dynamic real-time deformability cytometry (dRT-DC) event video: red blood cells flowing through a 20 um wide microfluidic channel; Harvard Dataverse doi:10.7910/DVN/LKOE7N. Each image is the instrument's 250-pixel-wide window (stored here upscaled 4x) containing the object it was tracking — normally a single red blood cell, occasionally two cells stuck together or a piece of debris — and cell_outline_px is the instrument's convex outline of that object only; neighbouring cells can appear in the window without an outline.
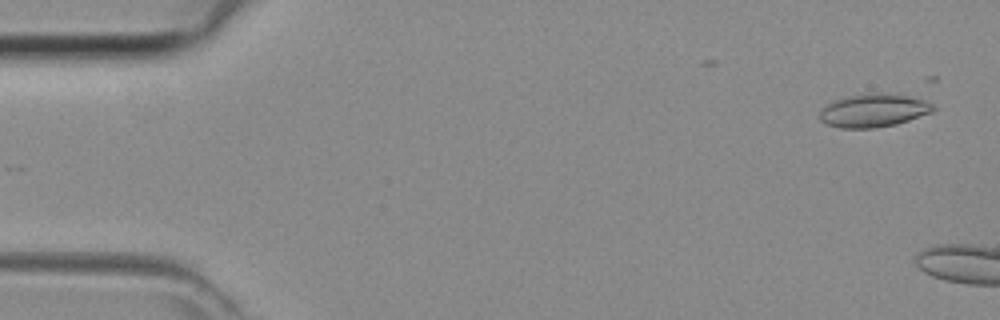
{"species": "common noctule bat (a hibernating species)", "species_latin": "Nyctalus noctula", "temperature_condition": "room temperature", "stored_images_in_passage": 12, "camera_frame_rate_fps": 3000, "um_per_image_px": 0.085, "animal": {"sex": "female", "body_mass_g": 29.2, "forearm_length_mm": 56.3}, "frame": {"image": 1, "passage_image": 2, "time_ms": 0.333, "image_size_px": [1000, 320], "cell_outline_px": [[936, 108], [932, 112], [896, 124], [876, 128], [840, 128], [828, 124], [820, 120], [820, 108], [836, 100], [848, 96], [872, 92], [904, 96], [924, 100], [932, 104]], "centroid_in_image_um": [74.23, 9.4], "position_along_channel_um": 10.8, "area_um2": 21.68}}